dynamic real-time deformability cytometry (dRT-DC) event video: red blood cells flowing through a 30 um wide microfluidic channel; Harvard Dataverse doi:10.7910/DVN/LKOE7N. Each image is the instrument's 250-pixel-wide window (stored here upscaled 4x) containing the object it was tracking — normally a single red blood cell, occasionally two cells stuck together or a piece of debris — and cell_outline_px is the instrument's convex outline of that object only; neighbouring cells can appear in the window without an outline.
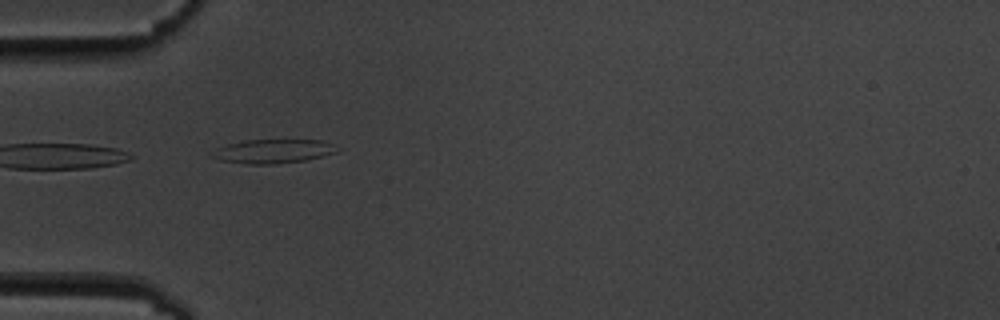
{"species": "common noctule bat (a hibernating species)", "species_latin": "Nyctalus noctula", "temperature_condition": "cold", "stored_images_in_passage": 5, "camera_frame_rate_fps": 3000, "um_per_image_px": 0.085, "animal": {"sex": "male", "body_mass_g": 19.5, "forearm_length_mm": 54.6}, "frame": {"image": 1, "passage_image": 4, "time_ms": 4.333, "image_size_px": [1000, 320], "cell_outline_px": [[336, 152], [308, 160], [272, 164], [248, 164], [220, 160], [208, 156], [216, 148], [228, 144], [244, 140], [320, 140], [332, 144]], "centroid_in_image_um": [23.14, 12.86], "position_along_channel_um": 61.9, "area_um2": 17.28}}